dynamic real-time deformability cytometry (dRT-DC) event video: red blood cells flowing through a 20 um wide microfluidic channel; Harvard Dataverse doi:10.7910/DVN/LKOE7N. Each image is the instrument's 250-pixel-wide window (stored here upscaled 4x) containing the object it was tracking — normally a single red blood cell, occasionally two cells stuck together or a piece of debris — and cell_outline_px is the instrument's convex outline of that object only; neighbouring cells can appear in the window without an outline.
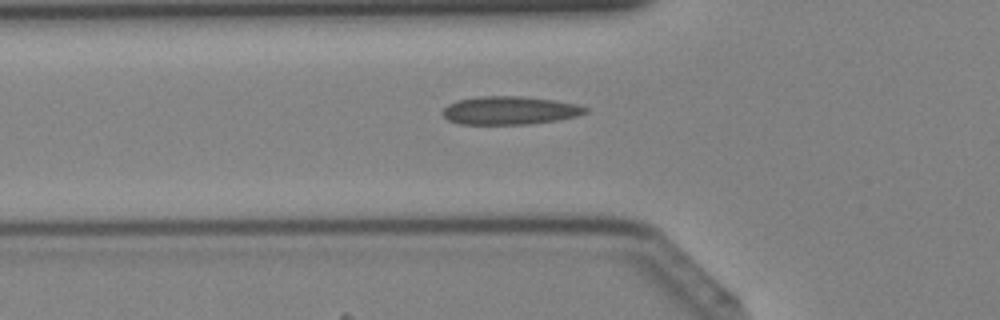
{"species": "Egyptian fruit bat (a non-hibernating species)", "species_latin": "Rousettus aegyptiacus", "temperature_condition": "cold", "stored_images_in_passage": 42, "camera_frame_rate_fps": 3000, "um_per_image_px": 0.085, "animal": {"sex": "female"}, "frame": {"image": 1, "passage_image": 14, "time_ms": 4.333, "image_size_px": [1000, 320], "cell_outline_px": [[588, 112], [576, 116], [556, 120], [528, 124], [460, 124], [448, 120], [440, 112], [448, 104], [456, 100], [480, 96], [520, 96], [556, 100], [576, 104], [588, 108]], "centroid_in_image_um": [43.3, 9.38], "position_along_channel_um": 82.5, "area_um2": 23.52}}
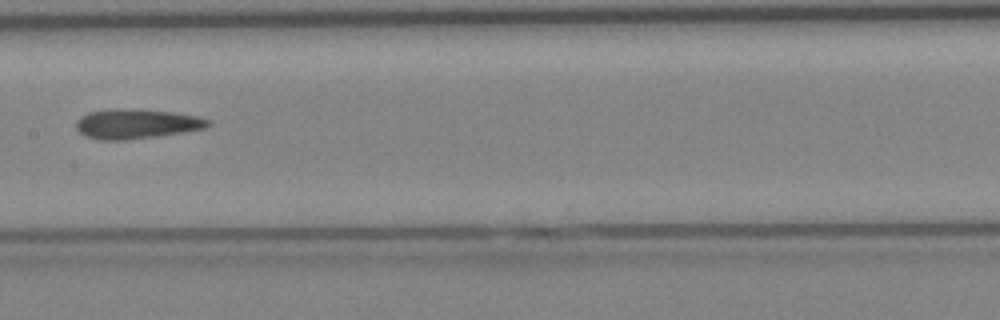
{"frame": {"image": 2, "passage_image": 21, "time_ms": 6.667, "image_size_px": [1000, 320], "cell_outline_px": [[212, 124], [204, 128], [184, 132], [156, 136], [124, 140], [100, 140], [84, 136], [76, 128], [76, 120], [80, 116], [88, 112], [112, 108], [116, 108], [172, 112], [196, 116], [212, 120]], "centroid_in_image_um": [11.57, 10.53], "position_along_channel_um": 195.8, "area_um2": 22.83}}
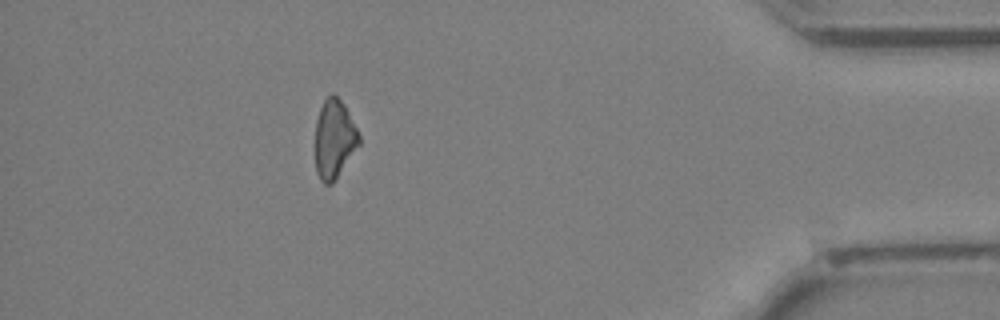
{"frame": {"image": 3, "passage_image": 37, "time_ms": 12.0, "image_size_px": [1000, 320], "cell_outline_px": [[360, 144], [336, 180], [332, 184], [324, 184], [320, 180], [316, 172], [316, 120], [320, 108], [324, 100], [332, 92], [344, 104], [360, 136]], "centroid_in_image_um": [28.41, 11.85], "position_along_channel_um": 406.8, "area_um2": 20.11}}